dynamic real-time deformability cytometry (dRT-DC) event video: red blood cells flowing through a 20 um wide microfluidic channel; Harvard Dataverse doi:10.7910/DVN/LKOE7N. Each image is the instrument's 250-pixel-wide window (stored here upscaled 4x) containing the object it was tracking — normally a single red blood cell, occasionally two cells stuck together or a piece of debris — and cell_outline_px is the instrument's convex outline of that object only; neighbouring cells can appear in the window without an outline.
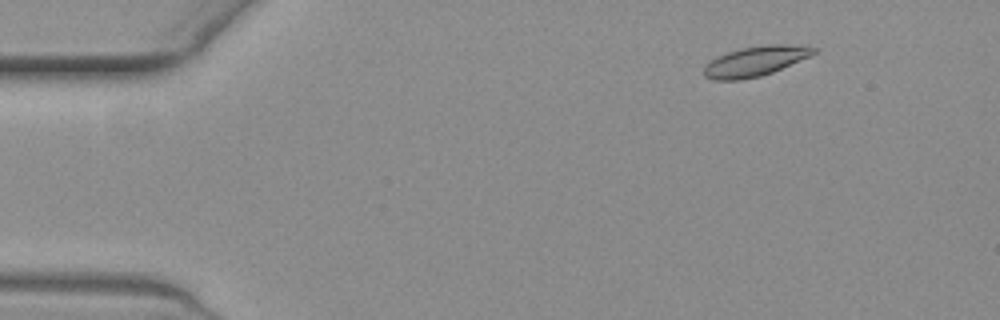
{"species": "common noctule bat (a hibernating species)", "species_latin": "Nyctalus noctula", "temperature_condition": "warm", "stored_images_in_passage": 55, "camera_frame_rate_fps": 3000, "um_per_image_px": 0.085, "animal": {"sex": "female", "body_mass_g": 19.3, "forearm_length_mm": 54.1}, "frame": {"image": 1, "passage_image": 5, "time_ms": 1.333, "image_size_px": [1000, 320], "cell_outline_px": [[820, 48], [816, 52], [808, 56], [772, 72], [760, 76], [740, 80], [712, 80], [704, 76], [704, 68], [712, 60], [728, 52], [744, 48], [768, 44], [784, 44]], "centroid_in_image_um": [64.19, 5.21], "position_along_channel_um": 20.8, "area_um2": 18.61}}
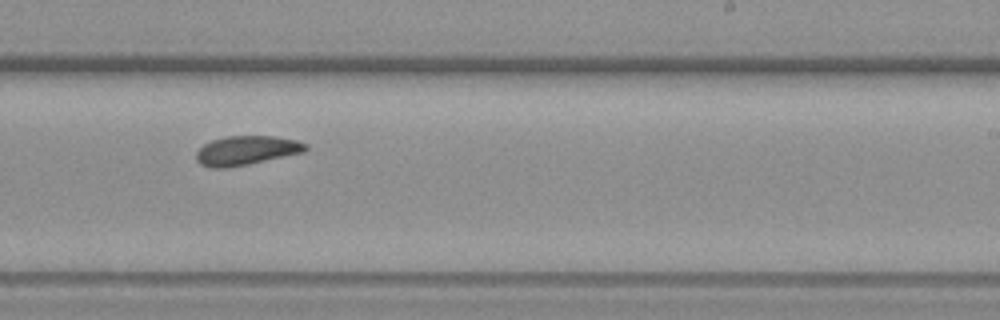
{"frame": {"image": 2, "passage_image": 33, "time_ms": 10.667, "image_size_px": [1000, 320], "cell_outline_px": [[308, 148], [304, 152], [248, 164], [228, 168], [212, 168], [200, 164], [196, 160], [196, 152], [204, 144], [212, 140], [228, 136], [272, 136], [296, 140], [308, 144]], "centroid_in_image_um": [20.93, 12.79], "position_along_channel_um": 268.1, "area_um2": 18.55}}
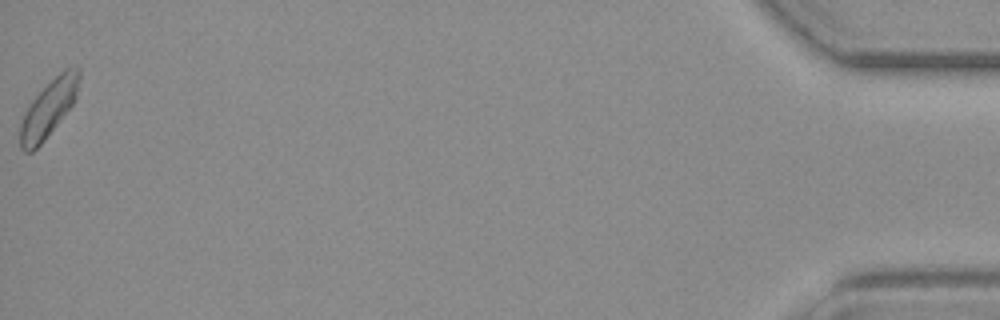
{"frame": {"image": 3, "passage_image": 55, "time_ms": 18.0, "image_size_px": [1000, 320], "cell_outline_px": [[80, 76], [76, 96], [72, 104], [44, 140], [32, 152], [24, 152], [20, 148], [20, 124], [32, 100], [64, 68], [76, 64], [80, 68]], "centroid_in_image_um": [4.15, 9.19], "position_along_channel_um": 431.0, "area_um2": 19.07}, "authors_computed_cell_mechanics": {"area_um2": 18.4382, "velocity_mm_per_s": 3.6429, "shape_relaxation_time_tau1_ms": 9.4136, "shape_relaxation_time_tau2_ms": null, "deformation_change_tau1": 0.1871, "deformation_change_tau2": null}}